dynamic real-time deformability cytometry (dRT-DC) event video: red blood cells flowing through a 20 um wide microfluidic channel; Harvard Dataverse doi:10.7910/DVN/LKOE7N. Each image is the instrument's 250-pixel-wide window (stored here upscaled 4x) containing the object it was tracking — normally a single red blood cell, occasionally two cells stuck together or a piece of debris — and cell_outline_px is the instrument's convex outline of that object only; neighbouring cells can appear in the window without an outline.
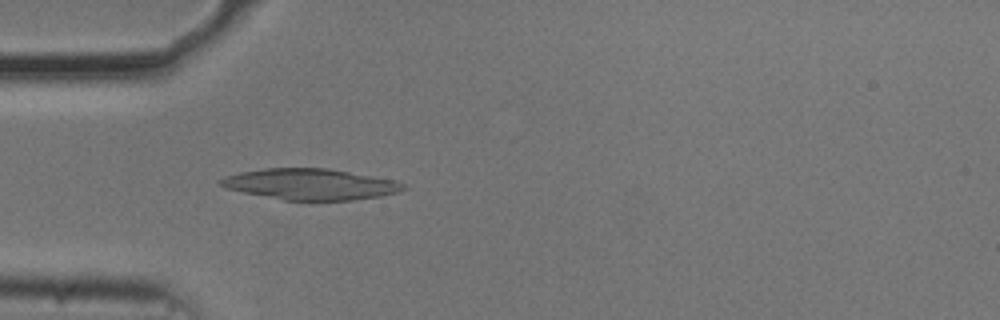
{"species": "common noctule bat (a hibernating species)", "species_latin": "Nyctalus noctula", "temperature_condition": "cold", "stored_images_in_passage": 25, "camera_frame_rate_fps": 3000, "um_per_image_px": 0.085, "animal": {"sex": "male", "body_mass_g": 20.5, "forearm_length_mm": 52.5}, "frame": {"image": 1, "passage_image": 13, "time_ms": 4.0, "image_size_px": [1000, 320], "cell_outline_px": [[408, 188], [400, 192], [380, 196], [352, 200], [284, 200], [224, 188], [216, 184], [224, 176], [240, 172], [264, 168], [328, 168], [396, 180], [408, 184]], "centroid_in_image_um": [26.41, 15.65], "position_along_channel_um": 58.6, "area_um2": 33.23}}
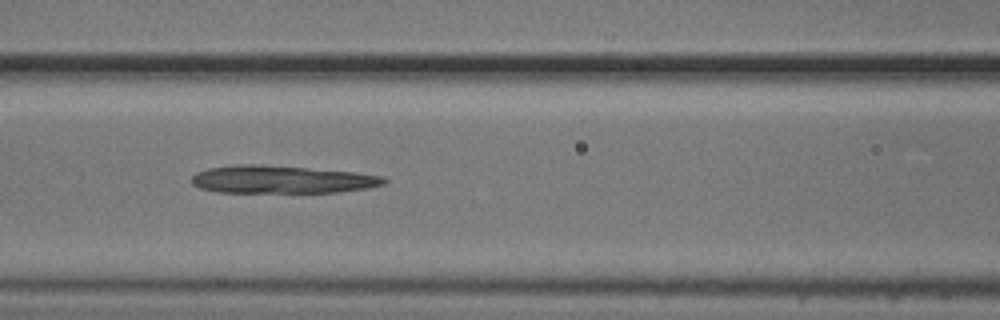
{"frame": {"image": 2, "passage_image": 20, "time_ms": 6.333, "image_size_px": [1000, 320], "cell_outline_px": [[388, 180], [384, 184], [368, 188], [336, 192], [216, 192], [200, 188], [192, 184], [192, 176], [196, 172], [208, 168], [232, 164], [264, 164], [356, 172], [384, 176]], "centroid_in_image_um": [23.94, 15.24], "position_along_channel_um": 142.7, "area_um2": 31.39}}
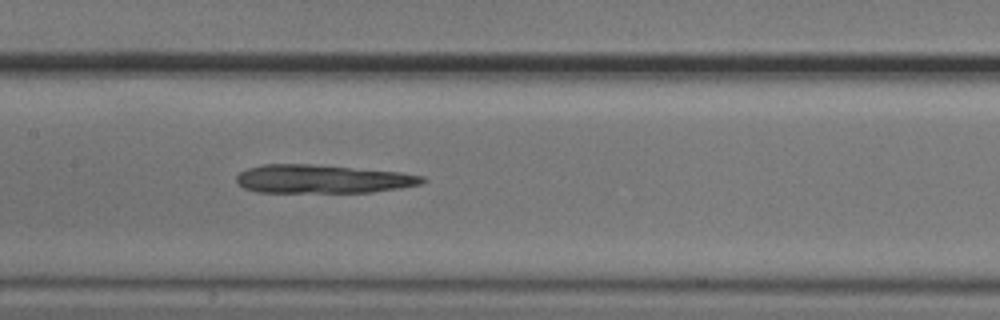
{"frame": {"image": 3, "passage_image": 23, "time_ms": 7.333, "image_size_px": [1000, 320], "cell_outline_px": [[428, 180], [420, 184], [372, 192], [256, 192], [244, 188], [236, 180], [236, 176], [240, 172], [248, 168], [264, 164], [312, 164], [404, 172], [424, 176]], "centroid_in_image_um": [27.43, 15.21], "position_along_channel_um": 180.0, "area_um2": 30.87}}